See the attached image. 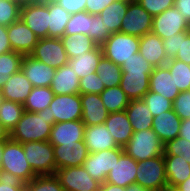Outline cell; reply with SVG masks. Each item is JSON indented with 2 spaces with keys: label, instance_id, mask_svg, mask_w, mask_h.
I'll return each mask as SVG.
<instances>
[{
  "label": "cell",
  "instance_id": "6da1fadb",
  "mask_svg": "<svg viewBox=\"0 0 190 191\" xmlns=\"http://www.w3.org/2000/svg\"><path fill=\"white\" fill-rule=\"evenodd\" d=\"M54 118H50L48 107L41 112L24 111L21 119L9 134L15 142L49 141Z\"/></svg>",
  "mask_w": 190,
  "mask_h": 191
},
{
  "label": "cell",
  "instance_id": "7a4b0ae2",
  "mask_svg": "<svg viewBox=\"0 0 190 191\" xmlns=\"http://www.w3.org/2000/svg\"><path fill=\"white\" fill-rule=\"evenodd\" d=\"M123 149L128 156L138 162L163 155L164 143L152 128L144 129L134 132Z\"/></svg>",
  "mask_w": 190,
  "mask_h": 191
},
{
  "label": "cell",
  "instance_id": "3957f363",
  "mask_svg": "<svg viewBox=\"0 0 190 191\" xmlns=\"http://www.w3.org/2000/svg\"><path fill=\"white\" fill-rule=\"evenodd\" d=\"M22 146L27 162L36 175L56 173L54 148L49 141H30Z\"/></svg>",
  "mask_w": 190,
  "mask_h": 191
},
{
  "label": "cell",
  "instance_id": "277c9868",
  "mask_svg": "<svg viewBox=\"0 0 190 191\" xmlns=\"http://www.w3.org/2000/svg\"><path fill=\"white\" fill-rule=\"evenodd\" d=\"M1 169L16 175L25 184L37 176L27 162L22 143L10 138L4 141Z\"/></svg>",
  "mask_w": 190,
  "mask_h": 191
},
{
  "label": "cell",
  "instance_id": "5b68a950",
  "mask_svg": "<svg viewBox=\"0 0 190 191\" xmlns=\"http://www.w3.org/2000/svg\"><path fill=\"white\" fill-rule=\"evenodd\" d=\"M140 38L122 32L112 33L101 45L103 55L118 66L139 52Z\"/></svg>",
  "mask_w": 190,
  "mask_h": 191
},
{
  "label": "cell",
  "instance_id": "8992f818",
  "mask_svg": "<svg viewBox=\"0 0 190 191\" xmlns=\"http://www.w3.org/2000/svg\"><path fill=\"white\" fill-rule=\"evenodd\" d=\"M135 183L150 191L168 188L163 155L138 161Z\"/></svg>",
  "mask_w": 190,
  "mask_h": 191
},
{
  "label": "cell",
  "instance_id": "52a82bcc",
  "mask_svg": "<svg viewBox=\"0 0 190 191\" xmlns=\"http://www.w3.org/2000/svg\"><path fill=\"white\" fill-rule=\"evenodd\" d=\"M124 153L122 147L89 153L82 166L100 184L106 181L110 170Z\"/></svg>",
  "mask_w": 190,
  "mask_h": 191
},
{
  "label": "cell",
  "instance_id": "ba28073f",
  "mask_svg": "<svg viewBox=\"0 0 190 191\" xmlns=\"http://www.w3.org/2000/svg\"><path fill=\"white\" fill-rule=\"evenodd\" d=\"M30 56L54 69L66 65L69 60L62 40L53 37L38 39Z\"/></svg>",
  "mask_w": 190,
  "mask_h": 191
},
{
  "label": "cell",
  "instance_id": "9c48e42d",
  "mask_svg": "<svg viewBox=\"0 0 190 191\" xmlns=\"http://www.w3.org/2000/svg\"><path fill=\"white\" fill-rule=\"evenodd\" d=\"M153 16L136 0H130L127 12L121 22L122 33L141 38L151 32Z\"/></svg>",
  "mask_w": 190,
  "mask_h": 191
},
{
  "label": "cell",
  "instance_id": "30bf717a",
  "mask_svg": "<svg viewBox=\"0 0 190 191\" xmlns=\"http://www.w3.org/2000/svg\"><path fill=\"white\" fill-rule=\"evenodd\" d=\"M185 31H190V25L175 6L153 16L151 32L162 40Z\"/></svg>",
  "mask_w": 190,
  "mask_h": 191
},
{
  "label": "cell",
  "instance_id": "8fae6325",
  "mask_svg": "<svg viewBox=\"0 0 190 191\" xmlns=\"http://www.w3.org/2000/svg\"><path fill=\"white\" fill-rule=\"evenodd\" d=\"M50 118L54 124L64 121H75L82 118L80 94L55 95L48 107Z\"/></svg>",
  "mask_w": 190,
  "mask_h": 191
},
{
  "label": "cell",
  "instance_id": "7c38bea8",
  "mask_svg": "<svg viewBox=\"0 0 190 191\" xmlns=\"http://www.w3.org/2000/svg\"><path fill=\"white\" fill-rule=\"evenodd\" d=\"M55 175L66 191H99L100 188V183L83 166L58 169Z\"/></svg>",
  "mask_w": 190,
  "mask_h": 191
},
{
  "label": "cell",
  "instance_id": "4fadbf2b",
  "mask_svg": "<svg viewBox=\"0 0 190 191\" xmlns=\"http://www.w3.org/2000/svg\"><path fill=\"white\" fill-rule=\"evenodd\" d=\"M20 19L38 39L48 37L49 10L47 2L21 5Z\"/></svg>",
  "mask_w": 190,
  "mask_h": 191
},
{
  "label": "cell",
  "instance_id": "5bb4252c",
  "mask_svg": "<svg viewBox=\"0 0 190 191\" xmlns=\"http://www.w3.org/2000/svg\"><path fill=\"white\" fill-rule=\"evenodd\" d=\"M56 170L65 167H79L89 155L84 141L53 145Z\"/></svg>",
  "mask_w": 190,
  "mask_h": 191
},
{
  "label": "cell",
  "instance_id": "9a60e30c",
  "mask_svg": "<svg viewBox=\"0 0 190 191\" xmlns=\"http://www.w3.org/2000/svg\"><path fill=\"white\" fill-rule=\"evenodd\" d=\"M7 33L12 50L23 55H30L38 41L34 32L21 19L9 25Z\"/></svg>",
  "mask_w": 190,
  "mask_h": 191
},
{
  "label": "cell",
  "instance_id": "2e32d148",
  "mask_svg": "<svg viewBox=\"0 0 190 191\" xmlns=\"http://www.w3.org/2000/svg\"><path fill=\"white\" fill-rule=\"evenodd\" d=\"M21 70L34 87H50L56 72V69L30 55H24Z\"/></svg>",
  "mask_w": 190,
  "mask_h": 191
},
{
  "label": "cell",
  "instance_id": "e0dca14e",
  "mask_svg": "<svg viewBox=\"0 0 190 191\" xmlns=\"http://www.w3.org/2000/svg\"><path fill=\"white\" fill-rule=\"evenodd\" d=\"M85 124L80 120L64 121L52 125L49 142L62 145L84 141Z\"/></svg>",
  "mask_w": 190,
  "mask_h": 191
},
{
  "label": "cell",
  "instance_id": "ac0fdd59",
  "mask_svg": "<svg viewBox=\"0 0 190 191\" xmlns=\"http://www.w3.org/2000/svg\"><path fill=\"white\" fill-rule=\"evenodd\" d=\"M136 171L137 162L124 152L115 162L105 182L126 188L135 183Z\"/></svg>",
  "mask_w": 190,
  "mask_h": 191
},
{
  "label": "cell",
  "instance_id": "d6986e66",
  "mask_svg": "<svg viewBox=\"0 0 190 191\" xmlns=\"http://www.w3.org/2000/svg\"><path fill=\"white\" fill-rule=\"evenodd\" d=\"M82 106L81 121L85 126L103 124L109 112L104 106L99 94H80Z\"/></svg>",
  "mask_w": 190,
  "mask_h": 191
},
{
  "label": "cell",
  "instance_id": "ffe728a7",
  "mask_svg": "<svg viewBox=\"0 0 190 191\" xmlns=\"http://www.w3.org/2000/svg\"><path fill=\"white\" fill-rule=\"evenodd\" d=\"M84 142L89 153L119 147L104 123L85 126Z\"/></svg>",
  "mask_w": 190,
  "mask_h": 191
},
{
  "label": "cell",
  "instance_id": "44dd1931",
  "mask_svg": "<svg viewBox=\"0 0 190 191\" xmlns=\"http://www.w3.org/2000/svg\"><path fill=\"white\" fill-rule=\"evenodd\" d=\"M139 53L154 67L165 66L167 59L163 40L149 32L140 38Z\"/></svg>",
  "mask_w": 190,
  "mask_h": 191
},
{
  "label": "cell",
  "instance_id": "7402d4cb",
  "mask_svg": "<svg viewBox=\"0 0 190 191\" xmlns=\"http://www.w3.org/2000/svg\"><path fill=\"white\" fill-rule=\"evenodd\" d=\"M34 86L22 70L10 76L0 89L3 99L24 104Z\"/></svg>",
  "mask_w": 190,
  "mask_h": 191
},
{
  "label": "cell",
  "instance_id": "603a6c76",
  "mask_svg": "<svg viewBox=\"0 0 190 191\" xmlns=\"http://www.w3.org/2000/svg\"><path fill=\"white\" fill-rule=\"evenodd\" d=\"M152 72H122L120 88L130 100L143 99L149 91Z\"/></svg>",
  "mask_w": 190,
  "mask_h": 191
},
{
  "label": "cell",
  "instance_id": "cb8c5ba5",
  "mask_svg": "<svg viewBox=\"0 0 190 191\" xmlns=\"http://www.w3.org/2000/svg\"><path fill=\"white\" fill-rule=\"evenodd\" d=\"M149 90L161 94L163 97L172 102L179 95L180 91L175 86L173 77L166 66L155 67L150 74Z\"/></svg>",
  "mask_w": 190,
  "mask_h": 191
},
{
  "label": "cell",
  "instance_id": "d4e9b609",
  "mask_svg": "<svg viewBox=\"0 0 190 191\" xmlns=\"http://www.w3.org/2000/svg\"><path fill=\"white\" fill-rule=\"evenodd\" d=\"M181 122L182 120L172 109L153 117L152 129L165 144L179 136Z\"/></svg>",
  "mask_w": 190,
  "mask_h": 191
},
{
  "label": "cell",
  "instance_id": "484cf974",
  "mask_svg": "<svg viewBox=\"0 0 190 191\" xmlns=\"http://www.w3.org/2000/svg\"><path fill=\"white\" fill-rule=\"evenodd\" d=\"M104 124L110 130L117 145L122 148L130 141L134 133L125 110L109 113Z\"/></svg>",
  "mask_w": 190,
  "mask_h": 191
},
{
  "label": "cell",
  "instance_id": "4316f807",
  "mask_svg": "<svg viewBox=\"0 0 190 191\" xmlns=\"http://www.w3.org/2000/svg\"><path fill=\"white\" fill-rule=\"evenodd\" d=\"M50 87L55 95L79 94L80 92L79 78L68 64L56 69Z\"/></svg>",
  "mask_w": 190,
  "mask_h": 191
},
{
  "label": "cell",
  "instance_id": "83f0119b",
  "mask_svg": "<svg viewBox=\"0 0 190 191\" xmlns=\"http://www.w3.org/2000/svg\"><path fill=\"white\" fill-rule=\"evenodd\" d=\"M168 188L174 189L190 177V164L180 156L163 155Z\"/></svg>",
  "mask_w": 190,
  "mask_h": 191
},
{
  "label": "cell",
  "instance_id": "f1b7e54d",
  "mask_svg": "<svg viewBox=\"0 0 190 191\" xmlns=\"http://www.w3.org/2000/svg\"><path fill=\"white\" fill-rule=\"evenodd\" d=\"M103 56L102 47L97 45L93 50L69 58L68 65L77 74L78 78L96 72L99 61Z\"/></svg>",
  "mask_w": 190,
  "mask_h": 191
},
{
  "label": "cell",
  "instance_id": "f546056e",
  "mask_svg": "<svg viewBox=\"0 0 190 191\" xmlns=\"http://www.w3.org/2000/svg\"><path fill=\"white\" fill-rule=\"evenodd\" d=\"M125 111L134 132L152 128L153 115L143 99L130 100Z\"/></svg>",
  "mask_w": 190,
  "mask_h": 191
},
{
  "label": "cell",
  "instance_id": "4dcf8cb0",
  "mask_svg": "<svg viewBox=\"0 0 190 191\" xmlns=\"http://www.w3.org/2000/svg\"><path fill=\"white\" fill-rule=\"evenodd\" d=\"M129 1L116 0L98 14L102 18L103 25L111 33L121 31V22L127 12Z\"/></svg>",
  "mask_w": 190,
  "mask_h": 191
},
{
  "label": "cell",
  "instance_id": "1f68e13d",
  "mask_svg": "<svg viewBox=\"0 0 190 191\" xmlns=\"http://www.w3.org/2000/svg\"><path fill=\"white\" fill-rule=\"evenodd\" d=\"M47 8L49 10L48 37L61 38L71 14L57 2H47Z\"/></svg>",
  "mask_w": 190,
  "mask_h": 191
},
{
  "label": "cell",
  "instance_id": "d6a6232c",
  "mask_svg": "<svg viewBox=\"0 0 190 191\" xmlns=\"http://www.w3.org/2000/svg\"><path fill=\"white\" fill-rule=\"evenodd\" d=\"M60 39L63 42L65 52L69 58L89 52L97 46L88 35L81 33L74 36L63 35Z\"/></svg>",
  "mask_w": 190,
  "mask_h": 191
},
{
  "label": "cell",
  "instance_id": "836d02e7",
  "mask_svg": "<svg viewBox=\"0 0 190 191\" xmlns=\"http://www.w3.org/2000/svg\"><path fill=\"white\" fill-rule=\"evenodd\" d=\"M54 96L51 87H34L23 104L24 110L34 113L41 112L49 107Z\"/></svg>",
  "mask_w": 190,
  "mask_h": 191
},
{
  "label": "cell",
  "instance_id": "e575fe53",
  "mask_svg": "<svg viewBox=\"0 0 190 191\" xmlns=\"http://www.w3.org/2000/svg\"><path fill=\"white\" fill-rule=\"evenodd\" d=\"M99 95L109 113L124 111L130 102L120 86L105 88Z\"/></svg>",
  "mask_w": 190,
  "mask_h": 191
},
{
  "label": "cell",
  "instance_id": "d590c367",
  "mask_svg": "<svg viewBox=\"0 0 190 191\" xmlns=\"http://www.w3.org/2000/svg\"><path fill=\"white\" fill-rule=\"evenodd\" d=\"M24 111L21 103L3 99L0 105V123L8 134L15 128Z\"/></svg>",
  "mask_w": 190,
  "mask_h": 191
},
{
  "label": "cell",
  "instance_id": "8d00e7d4",
  "mask_svg": "<svg viewBox=\"0 0 190 191\" xmlns=\"http://www.w3.org/2000/svg\"><path fill=\"white\" fill-rule=\"evenodd\" d=\"M99 78L104 83L105 88L119 86L121 82L122 69L111 60L102 56L96 70Z\"/></svg>",
  "mask_w": 190,
  "mask_h": 191
},
{
  "label": "cell",
  "instance_id": "74e56055",
  "mask_svg": "<svg viewBox=\"0 0 190 191\" xmlns=\"http://www.w3.org/2000/svg\"><path fill=\"white\" fill-rule=\"evenodd\" d=\"M165 66L169 69L170 74L173 77V81L175 82V86L178 87L180 92L190 90L189 64L177 59H171Z\"/></svg>",
  "mask_w": 190,
  "mask_h": 191
},
{
  "label": "cell",
  "instance_id": "f35d334b",
  "mask_svg": "<svg viewBox=\"0 0 190 191\" xmlns=\"http://www.w3.org/2000/svg\"><path fill=\"white\" fill-rule=\"evenodd\" d=\"M23 57V54L14 51L0 54V89L11 75L21 70Z\"/></svg>",
  "mask_w": 190,
  "mask_h": 191
},
{
  "label": "cell",
  "instance_id": "ab89813d",
  "mask_svg": "<svg viewBox=\"0 0 190 191\" xmlns=\"http://www.w3.org/2000/svg\"><path fill=\"white\" fill-rule=\"evenodd\" d=\"M91 30V14L86 11L71 14L64 35L74 36L78 33L89 36Z\"/></svg>",
  "mask_w": 190,
  "mask_h": 191
},
{
  "label": "cell",
  "instance_id": "60d3db41",
  "mask_svg": "<svg viewBox=\"0 0 190 191\" xmlns=\"http://www.w3.org/2000/svg\"><path fill=\"white\" fill-rule=\"evenodd\" d=\"M26 191H66L58 177L53 175H37L26 183Z\"/></svg>",
  "mask_w": 190,
  "mask_h": 191
},
{
  "label": "cell",
  "instance_id": "b9f144b4",
  "mask_svg": "<svg viewBox=\"0 0 190 191\" xmlns=\"http://www.w3.org/2000/svg\"><path fill=\"white\" fill-rule=\"evenodd\" d=\"M21 4L16 0H0V25L8 27L20 19Z\"/></svg>",
  "mask_w": 190,
  "mask_h": 191
},
{
  "label": "cell",
  "instance_id": "7bdbcfd3",
  "mask_svg": "<svg viewBox=\"0 0 190 191\" xmlns=\"http://www.w3.org/2000/svg\"><path fill=\"white\" fill-rule=\"evenodd\" d=\"M143 101L146 102L153 117L162 114L164 111L173 109V102L171 100H168L161 94L154 93L150 90L144 95Z\"/></svg>",
  "mask_w": 190,
  "mask_h": 191
},
{
  "label": "cell",
  "instance_id": "ee69618b",
  "mask_svg": "<svg viewBox=\"0 0 190 191\" xmlns=\"http://www.w3.org/2000/svg\"><path fill=\"white\" fill-rule=\"evenodd\" d=\"M163 155H178L190 164V142L181 137L170 140L164 144Z\"/></svg>",
  "mask_w": 190,
  "mask_h": 191
},
{
  "label": "cell",
  "instance_id": "f6af8a7d",
  "mask_svg": "<svg viewBox=\"0 0 190 191\" xmlns=\"http://www.w3.org/2000/svg\"><path fill=\"white\" fill-rule=\"evenodd\" d=\"M79 89V94H100L105 89V85L97 72H93L79 79Z\"/></svg>",
  "mask_w": 190,
  "mask_h": 191
},
{
  "label": "cell",
  "instance_id": "bcb514c9",
  "mask_svg": "<svg viewBox=\"0 0 190 191\" xmlns=\"http://www.w3.org/2000/svg\"><path fill=\"white\" fill-rule=\"evenodd\" d=\"M112 33L103 25L102 18L99 15H91V30L89 37L99 46H101Z\"/></svg>",
  "mask_w": 190,
  "mask_h": 191
},
{
  "label": "cell",
  "instance_id": "7dc6e473",
  "mask_svg": "<svg viewBox=\"0 0 190 191\" xmlns=\"http://www.w3.org/2000/svg\"><path fill=\"white\" fill-rule=\"evenodd\" d=\"M154 68L139 52L121 66L122 72H153Z\"/></svg>",
  "mask_w": 190,
  "mask_h": 191
},
{
  "label": "cell",
  "instance_id": "c3c4849f",
  "mask_svg": "<svg viewBox=\"0 0 190 191\" xmlns=\"http://www.w3.org/2000/svg\"><path fill=\"white\" fill-rule=\"evenodd\" d=\"M0 191H26V184L16 175L1 169Z\"/></svg>",
  "mask_w": 190,
  "mask_h": 191
},
{
  "label": "cell",
  "instance_id": "681fc988",
  "mask_svg": "<svg viewBox=\"0 0 190 191\" xmlns=\"http://www.w3.org/2000/svg\"><path fill=\"white\" fill-rule=\"evenodd\" d=\"M172 104L174 112L181 120L190 119V90L180 92Z\"/></svg>",
  "mask_w": 190,
  "mask_h": 191
},
{
  "label": "cell",
  "instance_id": "f907efd6",
  "mask_svg": "<svg viewBox=\"0 0 190 191\" xmlns=\"http://www.w3.org/2000/svg\"><path fill=\"white\" fill-rule=\"evenodd\" d=\"M150 15L155 16L174 6V0H136Z\"/></svg>",
  "mask_w": 190,
  "mask_h": 191
},
{
  "label": "cell",
  "instance_id": "816d5d0a",
  "mask_svg": "<svg viewBox=\"0 0 190 191\" xmlns=\"http://www.w3.org/2000/svg\"><path fill=\"white\" fill-rule=\"evenodd\" d=\"M174 59L190 65V31L180 33L179 50Z\"/></svg>",
  "mask_w": 190,
  "mask_h": 191
},
{
  "label": "cell",
  "instance_id": "f5cc1de1",
  "mask_svg": "<svg viewBox=\"0 0 190 191\" xmlns=\"http://www.w3.org/2000/svg\"><path fill=\"white\" fill-rule=\"evenodd\" d=\"M180 33L174 34L167 39H163V46L168 60L174 59L179 50Z\"/></svg>",
  "mask_w": 190,
  "mask_h": 191
},
{
  "label": "cell",
  "instance_id": "db71d44e",
  "mask_svg": "<svg viewBox=\"0 0 190 191\" xmlns=\"http://www.w3.org/2000/svg\"><path fill=\"white\" fill-rule=\"evenodd\" d=\"M114 1L116 0H86L85 11L91 15H98Z\"/></svg>",
  "mask_w": 190,
  "mask_h": 191
},
{
  "label": "cell",
  "instance_id": "11a10c76",
  "mask_svg": "<svg viewBox=\"0 0 190 191\" xmlns=\"http://www.w3.org/2000/svg\"><path fill=\"white\" fill-rule=\"evenodd\" d=\"M57 3L68 13L74 14L85 11L86 0H58Z\"/></svg>",
  "mask_w": 190,
  "mask_h": 191
},
{
  "label": "cell",
  "instance_id": "9f6ffc18",
  "mask_svg": "<svg viewBox=\"0 0 190 191\" xmlns=\"http://www.w3.org/2000/svg\"><path fill=\"white\" fill-rule=\"evenodd\" d=\"M12 50L8 39L7 27L0 25V54L8 53Z\"/></svg>",
  "mask_w": 190,
  "mask_h": 191
},
{
  "label": "cell",
  "instance_id": "6f0895ef",
  "mask_svg": "<svg viewBox=\"0 0 190 191\" xmlns=\"http://www.w3.org/2000/svg\"><path fill=\"white\" fill-rule=\"evenodd\" d=\"M174 6L190 25V0H174Z\"/></svg>",
  "mask_w": 190,
  "mask_h": 191
},
{
  "label": "cell",
  "instance_id": "680465c9",
  "mask_svg": "<svg viewBox=\"0 0 190 191\" xmlns=\"http://www.w3.org/2000/svg\"><path fill=\"white\" fill-rule=\"evenodd\" d=\"M190 142V119L182 120L179 136Z\"/></svg>",
  "mask_w": 190,
  "mask_h": 191
},
{
  "label": "cell",
  "instance_id": "91938a15",
  "mask_svg": "<svg viewBox=\"0 0 190 191\" xmlns=\"http://www.w3.org/2000/svg\"><path fill=\"white\" fill-rule=\"evenodd\" d=\"M99 191H125V188L104 182L100 184Z\"/></svg>",
  "mask_w": 190,
  "mask_h": 191
},
{
  "label": "cell",
  "instance_id": "94428289",
  "mask_svg": "<svg viewBox=\"0 0 190 191\" xmlns=\"http://www.w3.org/2000/svg\"><path fill=\"white\" fill-rule=\"evenodd\" d=\"M175 191H190V177L184 182L178 184L175 188Z\"/></svg>",
  "mask_w": 190,
  "mask_h": 191
},
{
  "label": "cell",
  "instance_id": "6125c7cd",
  "mask_svg": "<svg viewBox=\"0 0 190 191\" xmlns=\"http://www.w3.org/2000/svg\"><path fill=\"white\" fill-rule=\"evenodd\" d=\"M125 191H150L149 189H146L142 187L138 183H133L125 188Z\"/></svg>",
  "mask_w": 190,
  "mask_h": 191
},
{
  "label": "cell",
  "instance_id": "be15d7a7",
  "mask_svg": "<svg viewBox=\"0 0 190 191\" xmlns=\"http://www.w3.org/2000/svg\"><path fill=\"white\" fill-rule=\"evenodd\" d=\"M9 138L8 132L4 129V127L0 123V141H5Z\"/></svg>",
  "mask_w": 190,
  "mask_h": 191
},
{
  "label": "cell",
  "instance_id": "e7e4bbea",
  "mask_svg": "<svg viewBox=\"0 0 190 191\" xmlns=\"http://www.w3.org/2000/svg\"><path fill=\"white\" fill-rule=\"evenodd\" d=\"M16 1L19 2L21 5L43 2V0H16Z\"/></svg>",
  "mask_w": 190,
  "mask_h": 191
},
{
  "label": "cell",
  "instance_id": "03108f58",
  "mask_svg": "<svg viewBox=\"0 0 190 191\" xmlns=\"http://www.w3.org/2000/svg\"><path fill=\"white\" fill-rule=\"evenodd\" d=\"M3 149H4V141H0V170H1V165H2Z\"/></svg>",
  "mask_w": 190,
  "mask_h": 191
},
{
  "label": "cell",
  "instance_id": "003e7915",
  "mask_svg": "<svg viewBox=\"0 0 190 191\" xmlns=\"http://www.w3.org/2000/svg\"><path fill=\"white\" fill-rule=\"evenodd\" d=\"M58 0H43V2L56 3Z\"/></svg>",
  "mask_w": 190,
  "mask_h": 191
},
{
  "label": "cell",
  "instance_id": "a7ac6f4b",
  "mask_svg": "<svg viewBox=\"0 0 190 191\" xmlns=\"http://www.w3.org/2000/svg\"><path fill=\"white\" fill-rule=\"evenodd\" d=\"M160 191H175L174 189H170V188H166V189H163V190H160Z\"/></svg>",
  "mask_w": 190,
  "mask_h": 191
},
{
  "label": "cell",
  "instance_id": "89a4df30",
  "mask_svg": "<svg viewBox=\"0 0 190 191\" xmlns=\"http://www.w3.org/2000/svg\"><path fill=\"white\" fill-rule=\"evenodd\" d=\"M2 101H3V96H2L1 91H0V105H1Z\"/></svg>",
  "mask_w": 190,
  "mask_h": 191
}]
</instances>
